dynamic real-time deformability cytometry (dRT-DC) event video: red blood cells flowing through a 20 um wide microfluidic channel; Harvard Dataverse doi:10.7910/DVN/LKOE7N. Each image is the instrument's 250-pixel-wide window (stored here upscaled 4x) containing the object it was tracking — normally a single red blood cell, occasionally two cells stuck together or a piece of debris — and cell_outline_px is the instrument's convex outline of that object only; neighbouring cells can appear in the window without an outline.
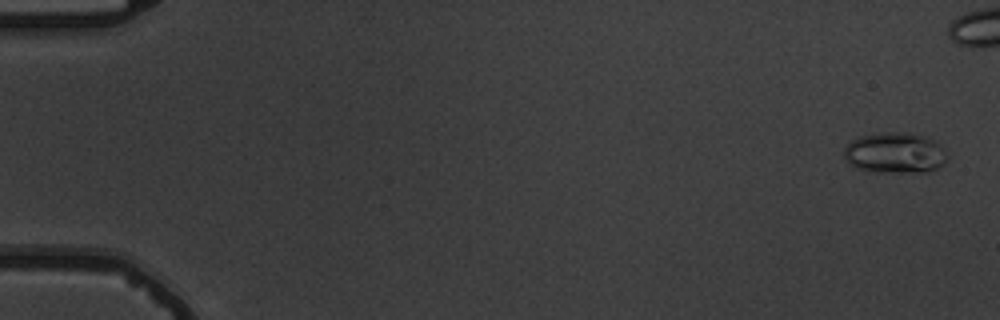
{"species": "common noctule bat (a hibernating species)", "species_latin": "Nyctalus noctula", "temperature_condition": "warm", "stored_images_in_passage": 6, "camera_frame_rate_fps": 3000, "um_per_image_px": 0.085, "animal": {"sex": "male", "body_mass_g": 19.5, "forearm_length_mm": 54.6}, "frame": {"image": 1, "passage_image": 1, "time_ms": 0.0, "image_size_px": [1000, 320], "cell_outline_px": [[948, 160], [936, 168], [924, 172], [868, 172], [856, 168], [848, 164], [844, 156], [844, 148], [852, 140], [860, 136], [884, 132], [908, 132], [928, 136], [936, 140], [948, 152]], "centroid_in_image_um": [76.09, 12.99], "position_along_channel_um": 8.9, "area_um2": 25.09}}